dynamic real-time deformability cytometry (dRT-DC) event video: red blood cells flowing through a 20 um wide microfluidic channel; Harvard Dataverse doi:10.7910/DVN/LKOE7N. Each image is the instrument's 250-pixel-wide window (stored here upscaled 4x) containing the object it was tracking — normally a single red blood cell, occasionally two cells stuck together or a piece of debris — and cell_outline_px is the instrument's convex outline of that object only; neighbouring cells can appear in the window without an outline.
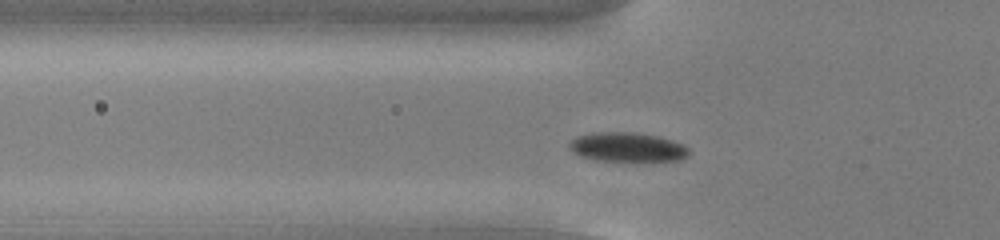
{"species": "common noctule bat (a hibernating species)", "species_latin": "Nyctalus noctula", "temperature_condition": "cold", "stored_images_in_passage": 44, "camera_frame_rate_fps": 3000, "um_per_image_px": 0.085, "animal": {"sex": "male", "body_mass_g": 13.0, "forearm_length_mm": 53.1}, "frame": {"image": 1, "passage_image": 8, "time_ms": 2.333, "image_size_px": [1000, 240], "cell_outline_px": [[688, 156], [680, 160], [596, 160], [580, 156], [572, 152], [568, 148], [568, 144], [576, 136], [592, 132], [636, 132], [656, 136], [672, 140], [684, 144], [688, 148]], "centroid_in_image_um": [53.28, 12.49], "position_along_channel_um": 72.5, "area_um2": 20.35}}
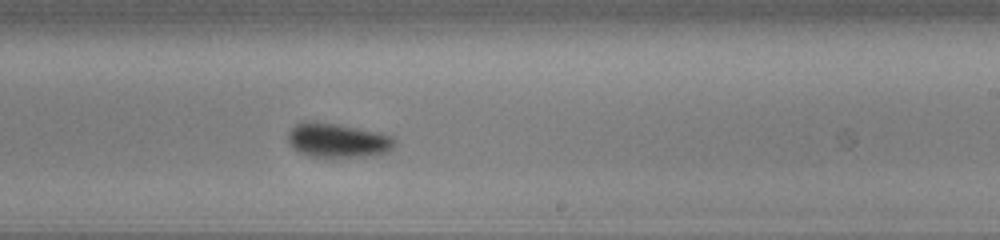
{"frame": {"image": 2, "passage_image": 23, "time_ms": 7.333, "image_size_px": [1000, 240], "cell_outline_px": [[396, 144], [388, 152], [372, 156], [332, 160], [308, 156], [292, 148], [288, 140], [288, 132], [296, 124], [304, 120], [312, 120], [336, 124], [376, 132], [392, 136], [396, 140]], "centroid_in_image_um": [28.68, 11.98], "position_along_channel_um": 260.3, "area_um2": 22.14}}
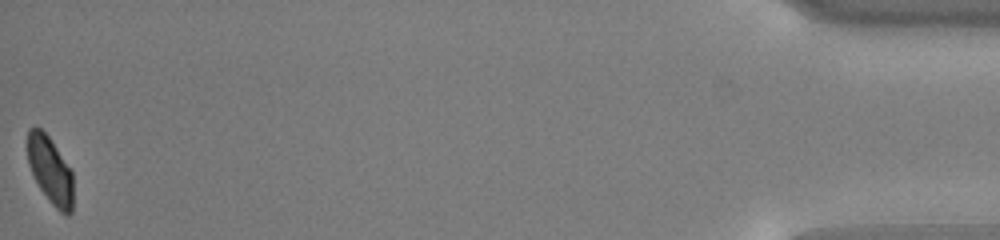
{"frame": {"image": 3, "passage_image": 44, "time_ms": 14.333, "image_size_px": [1000, 240], "cell_outline_px": [[72, 212], [68, 216], [64, 216], [52, 204], [40, 188], [28, 164], [28, 128], [40, 128], [48, 136], [72, 172]], "centroid_in_image_um": [4.27, 14.51], "position_along_channel_um": 430.9, "area_um2": 17.46}, "authors_computed_cell_mechanics": {"area_um2": 20.2589, "velocity_mm_per_s": 3.7737, "shape_relaxation_time_tau1_ms": 3.7853, "shape_relaxation_time_tau2_ms": null, "deformation_change_tau1": 0.1093, "deformation_change_tau2": null}}